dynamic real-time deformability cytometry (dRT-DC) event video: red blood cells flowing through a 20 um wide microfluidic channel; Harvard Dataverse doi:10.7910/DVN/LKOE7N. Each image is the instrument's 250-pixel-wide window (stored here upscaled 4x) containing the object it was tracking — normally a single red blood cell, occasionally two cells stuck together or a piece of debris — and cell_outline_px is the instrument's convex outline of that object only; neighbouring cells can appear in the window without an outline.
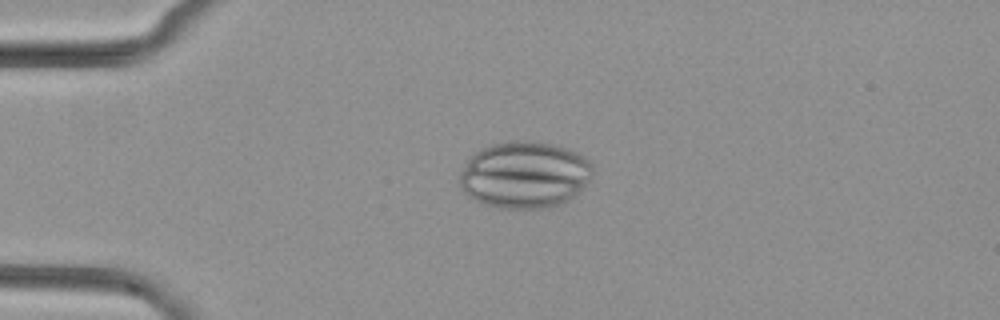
{"species": "common noctule bat (a hibernating species)", "species_latin": "Nyctalus noctula", "temperature_condition": "cold", "stored_images_in_passage": 29, "camera_frame_rate_fps": 3000, "um_per_image_px": 0.085, "animal": {"sex": "female", "body_mass_g": 29.2, "forearm_length_mm": 56.3}, "frame": {"image": 1, "passage_image": 4, "time_ms": 1.0, "image_size_px": [1000, 320], "cell_outline_px": [[592, 172], [588, 180], [568, 200], [560, 204], [544, 208], [500, 208], [484, 204], [468, 196], [460, 188], [460, 172], [464, 164], [476, 152], [492, 144], [512, 140], [532, 140], [552, 144], [568, 148], [588, 160], [592, 164]], "centroid_in_image_um": [44.55, 14.85], "position_along_channel_um": 40.4, "area_um2": 51.44}}
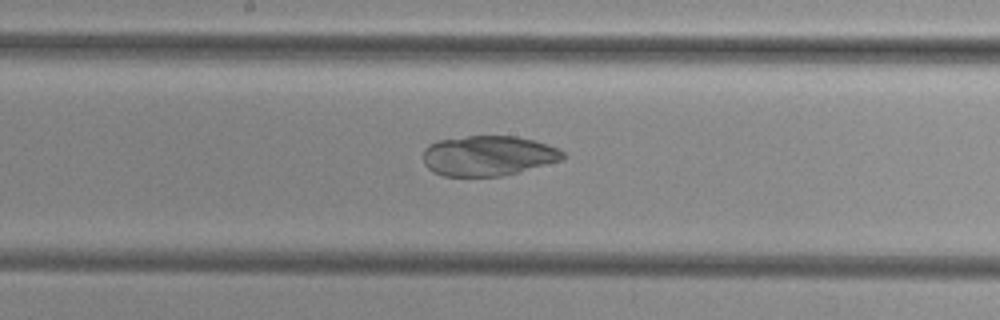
{"frame": {"image": 2, "passage_image": 19, "time_ms": 6.0, "image_size_px": [1000, 320], "cell_outline_px": [[564, 160], [504, 176], [444, 176], [432, 172], [424, 164], [424, 148], [428, 144], [436, 140], [468, 136], [516, 136], [536, 140], [560, 148], [564, 152]], "centroid_in_image_um": [41.52, 13.23], "position_along_channel_um": 206.7, "area_um2": 33.18}}
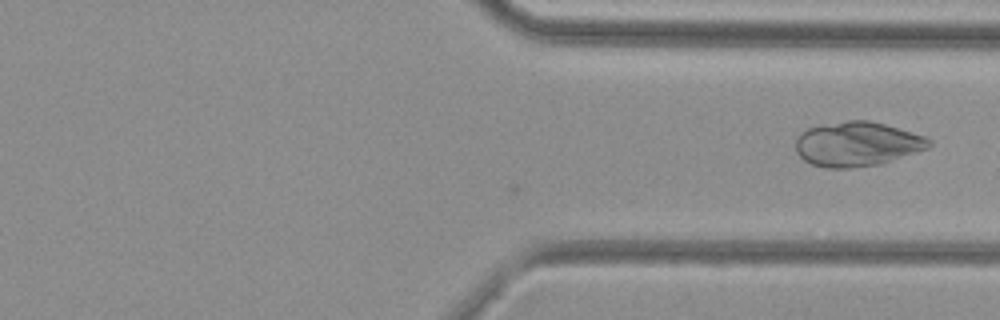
{"frame": {"image": 3, "passage_image": 29, "time_ms": 9.333, "image_size_px": [1000, 320], "cell_outline_px": [[932, 144], [928, 148], [880, 164], [852, 168], [824, 168], [812, 164], [804, 160], [796, 152], [796, 136], [800, 132], [808, 128], [820, 124], [848, 120], [868, 120], [884, 124], [912, 132], [924, 136], [932, 140]], "centroid_in_image_um": [72.82, 12.24], "position_along_channel_um": 338.6, "area_um2": 34.74}}